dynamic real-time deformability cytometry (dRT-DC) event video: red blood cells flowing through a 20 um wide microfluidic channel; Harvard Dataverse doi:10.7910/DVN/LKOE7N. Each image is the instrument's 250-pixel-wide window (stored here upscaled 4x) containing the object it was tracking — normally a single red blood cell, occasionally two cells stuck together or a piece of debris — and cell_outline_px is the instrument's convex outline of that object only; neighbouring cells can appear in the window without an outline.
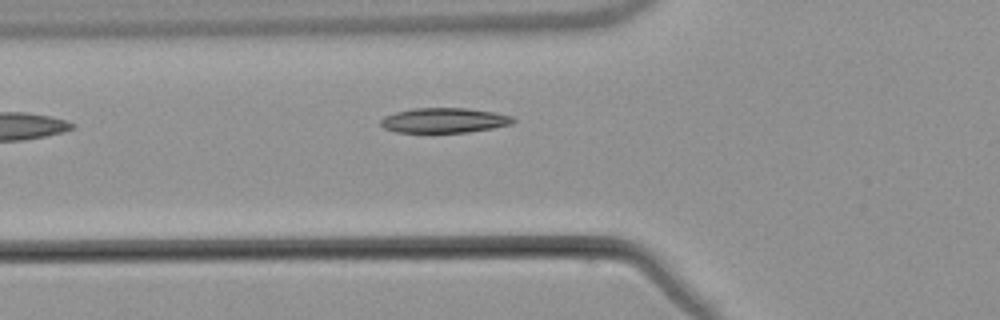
{"species": "common noctule bat (a hibernating species)", "species_latin": "Nyctalus noctula", "temperature_condition": "warm", "stored_images_in_passage": 5, "camera_frame_rate_fps": 3000, "um_per_image_px": 0.085, "animal": {"sex": "male", "body_mass_g": 21.5, "forearm_length_mm": 52.0}, "frame": {"image": 1, "passage_image": 5, "time_ms": 5.0, "image_size_px": [1000, 320], "cell_outline_px": [[516, 120], [512, 124], [492, 128], [468, 132], [396, 132], [384, 128], [380, 124], [380, 120], [384, 116], [396, 112], [412, 108], [468, 108], [496, 112], [512, 116]], "centroid_in_image_um": [37.77, 10.22], "position_along_channel_um": 88.0, "area_um2": 19.31}}